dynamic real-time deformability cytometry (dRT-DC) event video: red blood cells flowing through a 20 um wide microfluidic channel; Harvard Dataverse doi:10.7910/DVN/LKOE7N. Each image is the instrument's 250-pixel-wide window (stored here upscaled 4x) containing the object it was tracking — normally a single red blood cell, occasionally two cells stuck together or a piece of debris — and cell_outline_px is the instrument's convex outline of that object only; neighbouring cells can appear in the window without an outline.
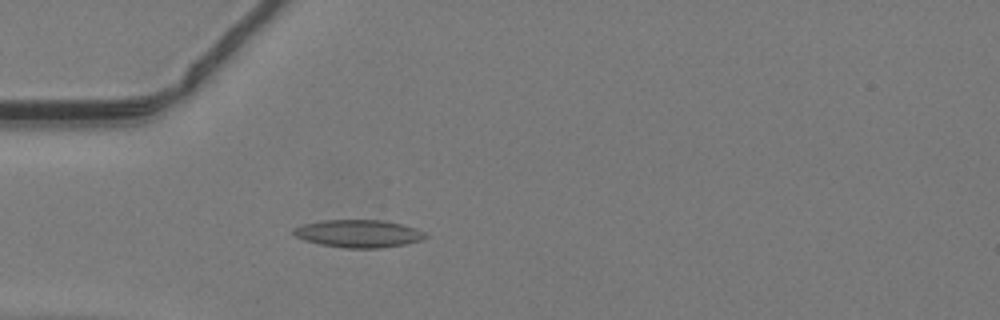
{"species": "common noctule bat (a hibernating species)", "species_latin": "Nyctalus noctula", "temperature_condition": "warm", "stored_images_in_passage": 37, "camera_frame_rate_fps": 3000, "um_per_image_px": 0.085, "animal": {"sex": "male", "body_mass_g": 19.2, "forearm_length_mm": 51.8}, "frame": {"image": 1, "passage_image": 4, "time_ms": 1.0, "image_size_px": [1000, 320], "cell_outline_px": [[428, 236], [420, 240], [404, 244], [380, 248], [344, 248], [320, 244], [304, 240], [296, 236], [292, 232], [292, 228], [304, 224], [324, 220], [384, 220], [416, 228], [424, 232]], "centroid_in_image_um": [30.45, 19.85], "position_along_channel_um": 54.5, "area_um2": 21.15}}
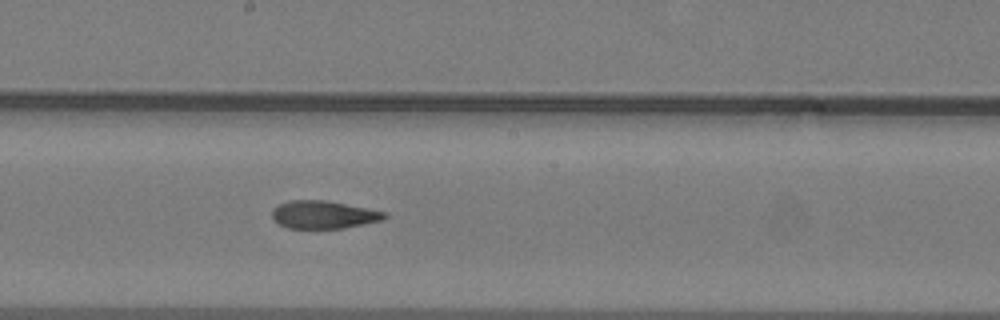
{"frame": {"image": 2, "passage_image": 16, "time_ms": 5.0, "image_size_px": [1000, 320], "cell_outline_px": [[388, 216], [384, 220], [344, 228], [288, 228], [280, 224], [272, 216], [272, 208], [288, 200], [324, 200], [368, 208], [388, 212]], "centroid_in_image_um": [27.55, 18.24], "position_along_channel_um": 220.7, "area_um2": 18.26}}
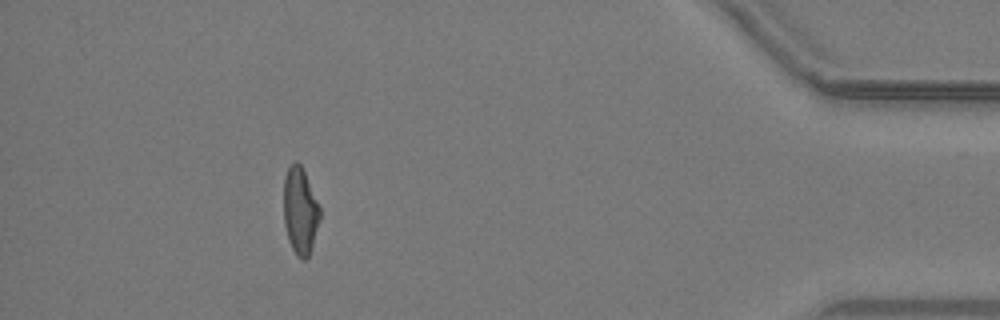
{"frame": {"image": 3, "passage_image": 33, "time_ms": 10.667, "image_size_px": [1000, 320], "cell_outline_px": [[320, 220], [312, 248], [308, 256], [304, 260], [300, 260], [296, 256], [288, 240], [284, 224], [284, 176], [288, 168], [296, 160], [300, 164], [320, 204]], "centroid_in_image_um": [25.52, 17.95], "position_along_channel_um": 409.7, "area_um2": 18.55}}